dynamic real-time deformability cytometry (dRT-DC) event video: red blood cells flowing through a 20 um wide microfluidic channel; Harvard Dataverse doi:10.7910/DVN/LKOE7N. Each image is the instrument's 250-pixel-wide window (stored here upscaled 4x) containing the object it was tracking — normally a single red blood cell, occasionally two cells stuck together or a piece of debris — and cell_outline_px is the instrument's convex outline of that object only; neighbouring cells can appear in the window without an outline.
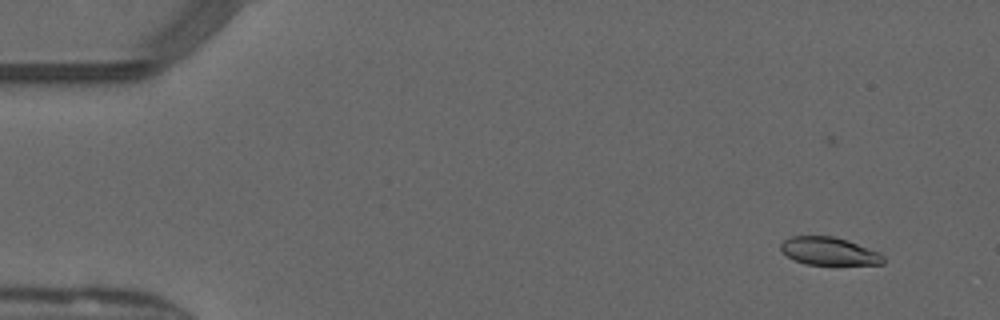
{"species": "common noctule bat (a hibernating species)", "species_latin": "Nyctalus noctula", "temperature_condition": "warm", "stored_images_in_passage": 13, "camera_frame_rate_fps": 3000, "um_per_image_px": 0.085, "animal": {"sex": "male", "forearm_length_mm": 52.5}, "frame": {"image": 1, "passage_image": 3, "time_ms": 0.667, "image_size_px": [1000, 320], "cell_outline_px": [[884, 264], [804, 264], [780, 252], [780, 244], [784, 240], [792, 236], [832, 236], [848, 240], [880, 252], [884, 256]], "centroid_in_image_um": [70.46, 21.34], "position_along_channel_um": 14.5, "area_um2": 16.65}}